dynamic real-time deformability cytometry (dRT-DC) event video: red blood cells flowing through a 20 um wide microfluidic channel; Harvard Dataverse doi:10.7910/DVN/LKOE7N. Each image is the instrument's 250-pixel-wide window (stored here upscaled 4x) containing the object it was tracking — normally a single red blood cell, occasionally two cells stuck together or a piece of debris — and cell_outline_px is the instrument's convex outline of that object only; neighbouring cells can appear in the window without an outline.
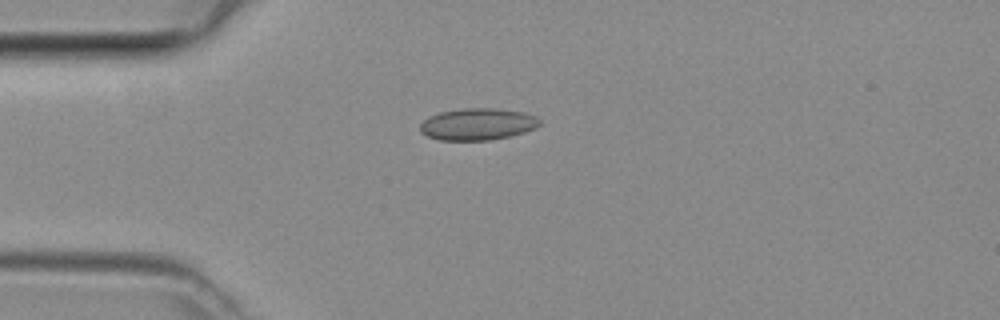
{"species": "common noctule bat (a hibernating species)", "species_latin": "Nyctalus noctula", "temperature_condition": "room temperature", "stored_images_in_passage": 4, "camera_frame_rate_fps": 3000, "um_per_image_px": 0.085, "animal": {"sex": "female", "body_mass_g": 29.2, "forearm_length_mm": 56.3}, "frame": {"image": 1, "passage_image": 1, "time_ms": 0.0, "image_size_px": [1000, 320], "cell_outline_px": [[540, 124], [524, 132], [508, 136], [488, 140], [440, 140], [428, 136], [420, 132], [420, 124], [428, 116], [440, 112], [464, 108], [496, 108], [524, 112], [536, 116], [540, 120]], "centroid_in_image_um": [40.57, 10.54], "position_along_channel_um": 44.4, "area_um2": 22.08}}